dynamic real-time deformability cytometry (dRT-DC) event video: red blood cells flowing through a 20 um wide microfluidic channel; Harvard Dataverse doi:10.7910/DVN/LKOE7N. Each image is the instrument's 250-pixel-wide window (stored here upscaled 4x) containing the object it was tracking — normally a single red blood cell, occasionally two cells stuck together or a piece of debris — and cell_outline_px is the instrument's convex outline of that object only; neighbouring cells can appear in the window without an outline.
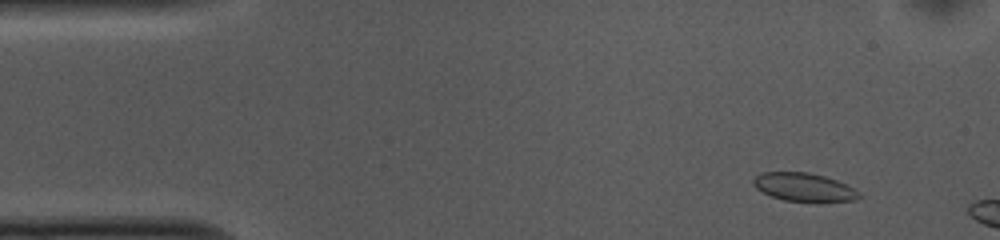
{"species": "common noctule bat (a hibernating species)", "species_latin": "Nyctalus noctula", "temperature_condition": "cold", "stored_images_in_passage": 15, "camera_frame_rate_fps": 3000, "um_per_image_px": 0.085, "animal": {"sex": "female", "body_mass_g": 10.0, "forearm_length_mm": 53.1}, "frame": {"image": 1, "passage_image": 5, "time_ms": 1.333, "image_size_px": [1000, 240], "cell_outline_px": [[864, 196], [856, 200], [784, 200], [772, 196], [756, 188], [752, 184], [752, 180], [756, 176], [764, 172], [808, 172], [824, 176], [836, 180], [860, 192]], "centroid_in_image_um": [68.32, 15.88], "position_along_channel_um": 16.7, "area_um2": 16.94}}